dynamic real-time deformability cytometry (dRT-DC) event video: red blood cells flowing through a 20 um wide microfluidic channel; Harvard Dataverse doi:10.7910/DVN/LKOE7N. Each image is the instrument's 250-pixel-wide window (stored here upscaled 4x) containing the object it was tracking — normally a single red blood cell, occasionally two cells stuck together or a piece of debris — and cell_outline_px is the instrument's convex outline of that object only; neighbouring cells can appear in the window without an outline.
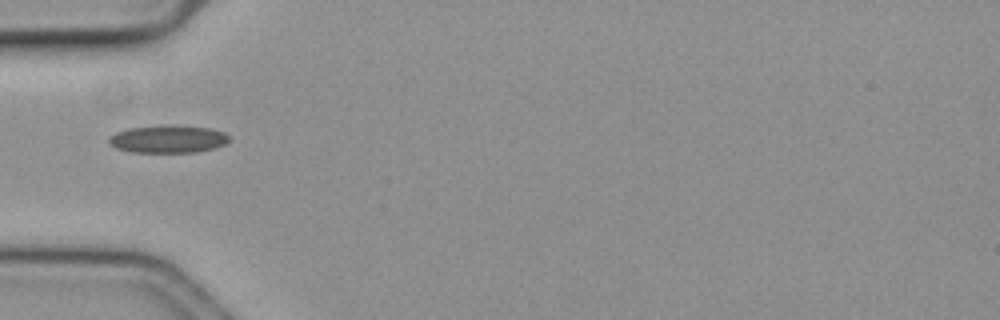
{"species": "common noctule bat (a hibernating species)", "species_latin": "Nyctalus noctula", "temperature_condition": "cold", "stored_images_in_passage": 39, "camera_frame_rate_fps": 3000, "um_per_image_px": 0.085, "animal": {"sex": "female", "body_mass_g": 19.3, "forearm_length_mm": 54.1}, "frame": {"image": 1, "passage_image": 1, "time_ms": 0.0, "image_size_px": [1000, 320], "cell_outline_px": [[232, 136], [224, 144], [212, 148], [196, 152], [132, 152], [116, 148], [108, 140], [116, 132], [128, 128], [160, 124], [172, 124], [212, 128], [224, 132]], "centroid_in_image_um": [14.31, 11.79], "position_along_channel_um": 70.7, "area_um2": 19.59}}
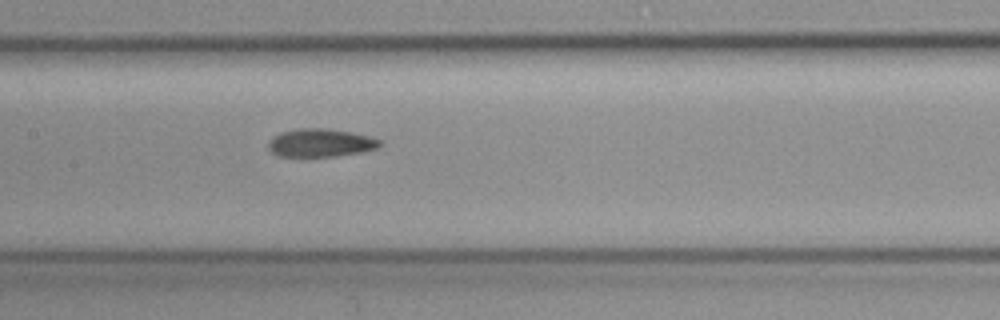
{"frame": {"image": 2, "passage_image": 10, "time_ms": 3.0, "image_size_px": [1000, 320], "cell_outline_px": [[380, 144], [376, 148], [360, 152], [336, 156], [276, 156], [268, 148], [268, 144], [280, 132], [296, 128], [324, 128], [352, 132], [368, 136], [380, 140]], "centroid_in_image_um": [27.22, 12.13], "position_along_channel_um": 180.2, "area_um2": 18.03}}
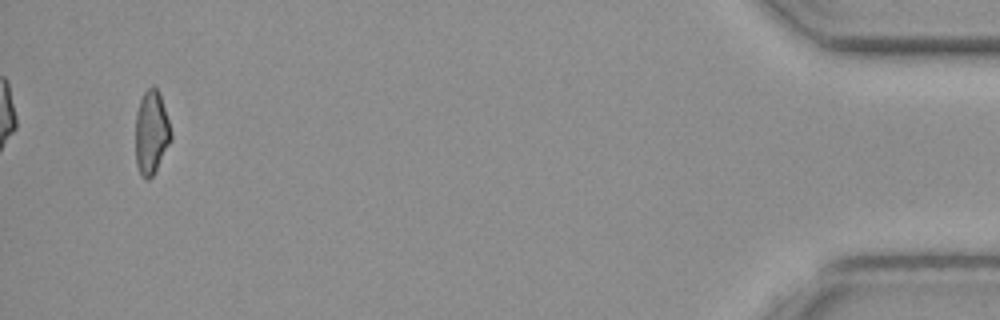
{"frame": {"image": 3, "passage_image": 37, "time_ms": 12.0, "image_size_px": [1000, 320], "cell_outline_px": [[172, 140], [152, 176], [148, 180], [144, 180], [140, 176], [136, 164], [136, 112], [140, 100], [144, 92], [152, 84], [160, 92], [172, 132]], "centroid_in_image_um": [12.87, 11.26], "position_along_channel_um": 422.3, "area_um2": 17.51}, "authors_computed_cell_mechanics": {"area_um2": 18.1492, "velocity_mm_per_s": 3.6394, "shape_relaxation_time_tau1_ms": 4.3383, "shape_relaxation_time_tau2_ms": 5.972, "deformation_change_tau1": 0.1037, "deformation_change_tau2": 0.1443}}